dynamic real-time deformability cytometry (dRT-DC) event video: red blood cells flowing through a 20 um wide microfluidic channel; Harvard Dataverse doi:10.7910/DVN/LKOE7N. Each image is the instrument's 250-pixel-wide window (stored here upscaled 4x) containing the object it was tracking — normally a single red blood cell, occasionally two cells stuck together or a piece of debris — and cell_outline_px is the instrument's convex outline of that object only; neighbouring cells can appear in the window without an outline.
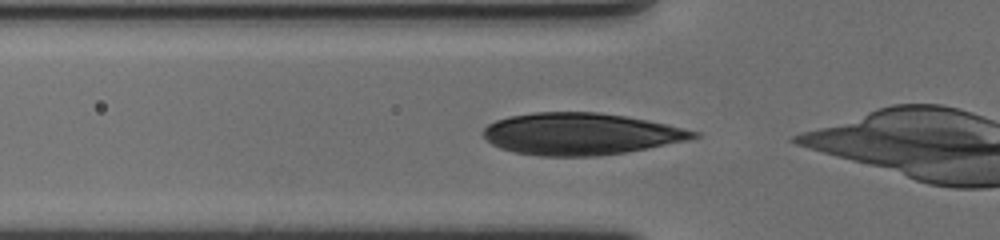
{"species": "human", "species_latin": "Homo sapiens", "temperature_condition": "cold", "stored_images_in_passage": 30, "camera_frame_rate_fps": 3000, "um_per_image_px": 0.085, "donor": {"sex": "female"}, "frame": {"image": 1, "passage_image": 2, "time_ms": 0.333, "image_size_px": [1000, 240], "cell_outline_px": [[700, 136], [684, 140], [624, 152], [596, 156], [540, 156], [512, 152], [500, 148], [492, 144], [484, 136], [484, 128], [488, 124], [496, 120], [508, 116], [536, 112], [596, 112], [624, 116], [648, 120], [700, 132]], "centroid_in_image_um": [49.29, 11.38], "position_along_channel_um": 76.5, "area_um2": 50.81}}
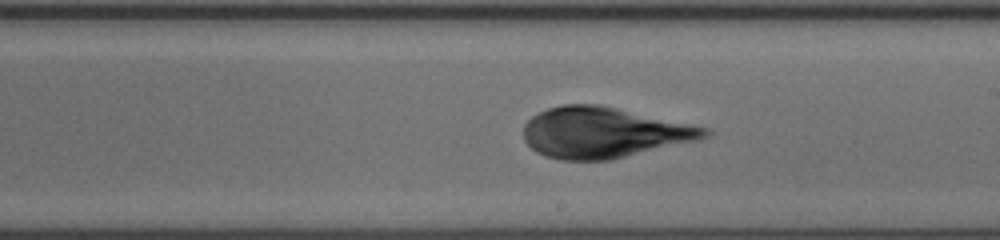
{"frame": {"image": 2, "passage_image": 16, "time_ms": 5.0, "image_size_px": [1000, 240], "cell_outline_px": [[712, 132], [708, 136], [700, 140], [612, 160], [560, 160], [544, 156], [536, 152], [524, 140], [524, 124], [532, 116], [548, 108], [560, 104], [600, 104], [708, 128]], "centroid_in_image_um": [51.31, 11.28], "position_along_channel_um": 237.7, "area_um2": 53.75}}
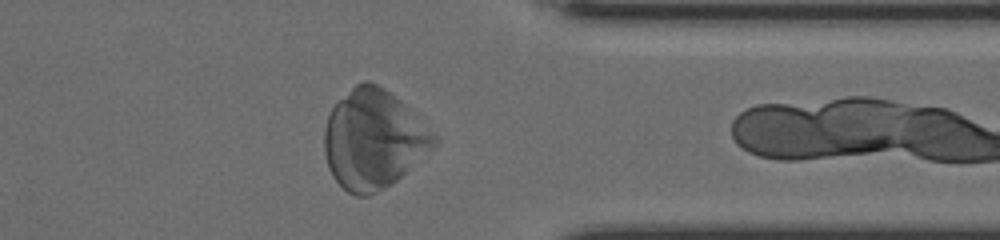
{"frame": {"image": 3, "passage_image": 29, "time_ms": 9.333, "image_size_px": [1000, 240], "cell_outline_px": [[440, 140], [436, 144], [396, 180], [384, 188], [368, 196], [356, 196], [348, 192], [332, 176], [328, 168], [324, 152], [324, 132], [328, 116], [332, 108], [356, 84], [364, 80], [368, 80], [384, 88], [400, 100], [440, 136]], "centroid_in_image_um": [31.74, 11.84], "position_along_channel_um": 379.7, "area_um2": 62.94}}